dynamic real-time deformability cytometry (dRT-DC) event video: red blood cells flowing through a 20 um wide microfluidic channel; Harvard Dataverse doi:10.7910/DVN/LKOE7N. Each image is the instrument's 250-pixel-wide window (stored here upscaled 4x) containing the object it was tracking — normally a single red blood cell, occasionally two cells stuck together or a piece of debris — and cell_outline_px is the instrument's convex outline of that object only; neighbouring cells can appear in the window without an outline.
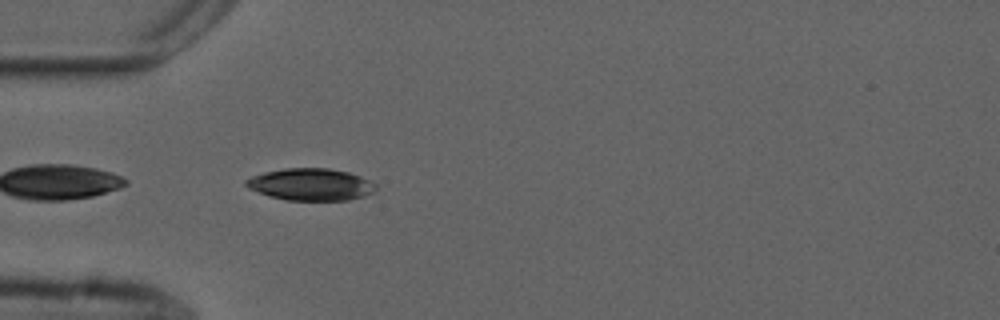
{"species": "common noctule bat (a hibernating species)", "species_latin": "Nyctalus noctula", "temperature_condition": "cold", "stored_images_in_passage": 18, "camera_frame_rate_fps": 3000, "um_per_image_px": 0.085, "animal": {"sex": "male", "forearm_length_mm": 52.5}, "frame": {"image": 1, "passage_image": 1, "time_ms": 0.0, "image_size_px": [1000, 320], "cell_outline_px": [[376, 188], [372, 192], [364, 196], [348, 200], [284, 200], [268, 196], [248, 188], [244, 184], [244, 180], [252, 176], [264, 172], [284, 168], [328, 168], [348, 172], [360, 176], [376, 184]], "centroid_in_image_um": [26.38, 15.68], "position_along_channel_um": 58.6, "area_um2": 24.28}}
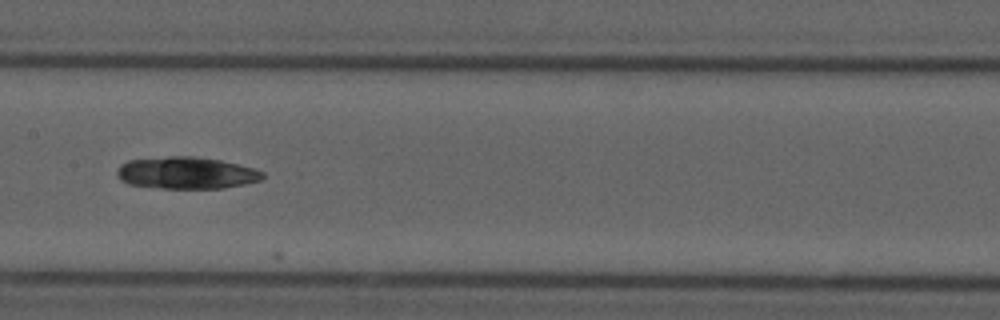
{"frame": {"image": 2, "passage_image": 12, "time_ms": 3.667, "image_size_px": [1000, 320], "cell_outline_px": [[264, 176], [260, 180], [244, 184], [224, 188], [160, 188], [128, 184], [120, 180], [116, 176], [116, 172], [120, 164], [128, 160], [168, 156], [192, 156], [220, 160], [252, 168], [264, 172]], "centroid_in_image_um": [15.79, 14.7], "position_along_channel_um": 191.6, "area_um2": 27.11}}
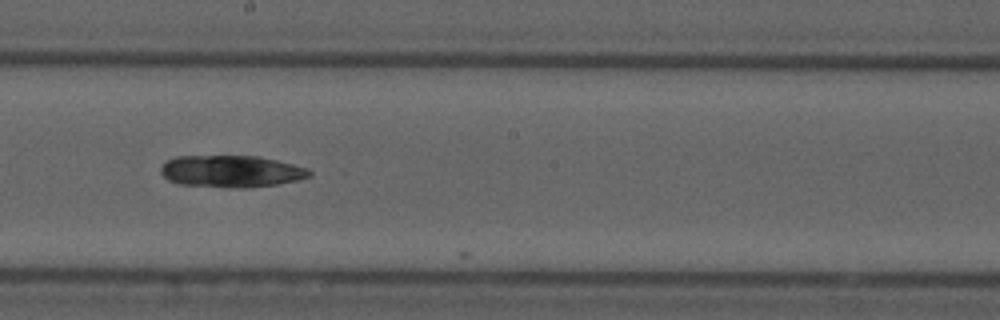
{"frame": {"image": 3, "passage_image": 15, "time_ms": 4.667, "image_size_px": [1000, 320], "cell_outline_px": [[312, 176], [300, 180], [276, 184], [248, 188], [232, 188], [176, 184], [168, 180], [160, 172], [160, 168], [164, 160], [176, 156], [260, 156], [308, 168], [312, 172]], "centroid_in_image_um": [19.64, 14.57], "position_along_channel_um": 228.6, "area_um2": 28.09}}